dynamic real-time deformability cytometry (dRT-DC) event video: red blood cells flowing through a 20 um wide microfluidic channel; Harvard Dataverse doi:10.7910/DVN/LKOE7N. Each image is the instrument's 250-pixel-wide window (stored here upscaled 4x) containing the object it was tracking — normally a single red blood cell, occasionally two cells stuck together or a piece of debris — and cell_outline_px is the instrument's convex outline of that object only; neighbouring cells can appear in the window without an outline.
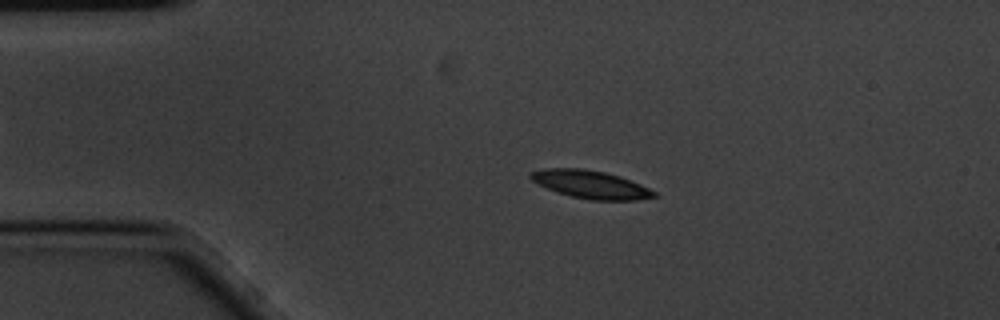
{"species": "common noctule bat (a hibernating species)", "species_latin": "Nyctalus noctula", "temperature_condition": "cold", "stored_images_in_passage": 9, "camera_frame_rate_fps": 3000, "um_per_image_px": 0.085, "animal": {"sex": "male", "body_mass_g": 20.1, "forearm_length_mm": 53.5}, "frame": {"image": 1, "passage_image": 3, "time_ms": 0.667, "image_size_px": [1000, 320], "cell_outline_px": [[660, 196], [636, 200], [588, 200], [556, 192], [532, 180], [528, 176], [528, 172], [544, 168], [584, 168], [604, 172], [620, 176], [640, 184], [656, 192]], "centroid_in_image_um": [50.21, 15.67], "position_along_channel_um": 34.8, "area_um2": 20.17}}
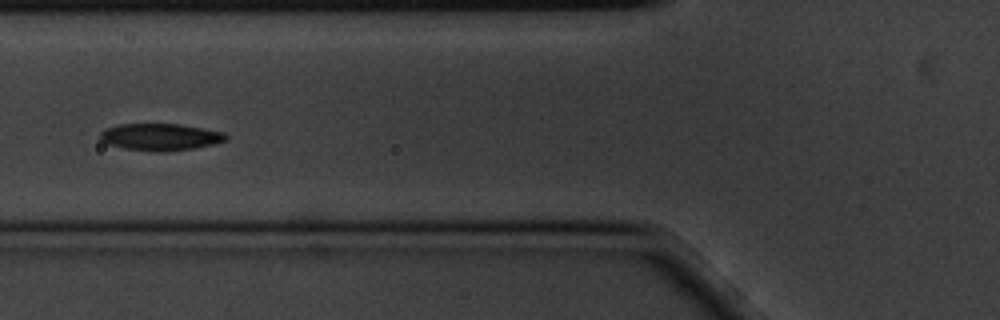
{"frame": {"image": 2, "passage_image": 6, "time_ms": 1.667, "image_size_px": [1000, 320], "cell_outline_px": [[228, 140], [196, 148], [164, 152], [152, 152], [124, 148], [108, 144], [100, 140], [100, 132], [104, 128], [116, 124], [180, 124], [224, 132], [228, 136]], "centroid_in_image_um": [13.61, 11.64], "position_along_channel_um": 112.2, "area_um2": 20.0}}
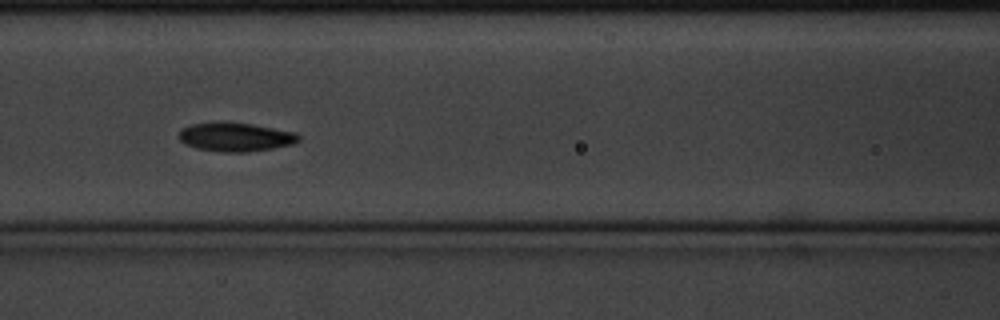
{"frame": {"image": 3, "passage_image": 7, "time_ms": 2.0, "image_size_px": [1000, 320], "cell_outline_px": [[300, 140], [292, 144], [272, 148], [248, 152], [224, 152], [196, 148], [184, 144], [176, 136], [180, 128], [192, 124], [252, 124], [296, 132], [300, 136]], "centroid_in_image_um": [20.01, 11.67], "position_along_channel_um": 146.6, "area_um2": 19.71}}